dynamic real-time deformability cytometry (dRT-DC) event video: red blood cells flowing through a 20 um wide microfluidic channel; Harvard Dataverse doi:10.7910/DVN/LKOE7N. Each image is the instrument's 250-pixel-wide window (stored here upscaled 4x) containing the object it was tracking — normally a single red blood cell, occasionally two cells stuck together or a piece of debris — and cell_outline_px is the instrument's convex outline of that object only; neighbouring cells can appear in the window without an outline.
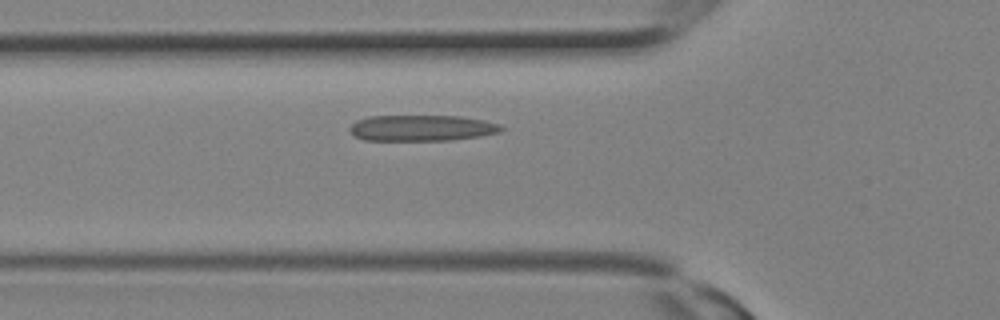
{"species": "Egyptian fruit bat (a non-hibernating species)", "species_latin": "Rousettus aegyptiacus", "temperature_condition": "room temperature", "stored_images_in_passage": 6, "camera_frame_rate_fps": 3000, "um_per_image_px": 0.085, "animal": {"sex": "female"}, "frame": {"image": 1, "passage_image": 4, "time_ms": 1.0, "image_size_px": [1000, 320], "cell_outline_px": [[504, 128], [500, 132], [480, 136], [452, 140], [364, 140], [356, 136], [348, 128], [356, 120], [368, 116], [460, 116], [484, 120], [500, 124]], "centroid_in_image_um": [35.86, 10.87], "position_along_channel_um": 89.9, "area_um2": 22.95}}
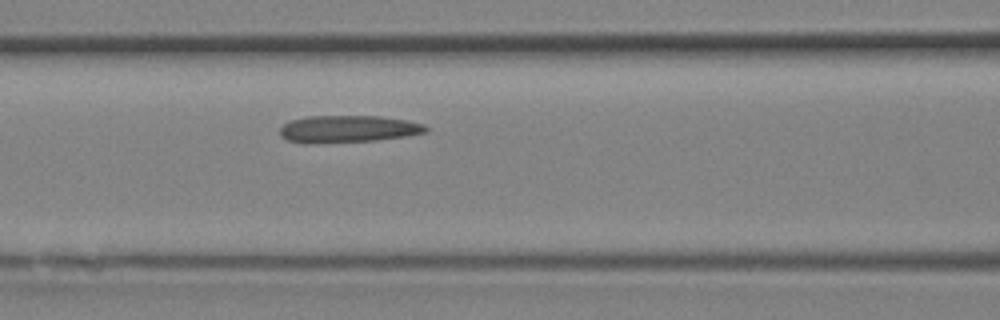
{"frame": {"image": 2, "passage_image": 6, "time_ms": 1.667, "image_size_px": [1000, 320], "cell_outline_px": [[428, 132], [404, 136], [376, 140], [308, 144], [304, 144], [288, 140], [280, 136], [280, 128], [288, 120], [304, 116], [380, 116], [404, 120], [424, 124], [428, 128]], "centroid_in_image_um": [29.52, 10.96], "position_along_channel_um": 137.1, "area_um2": 23.24}}